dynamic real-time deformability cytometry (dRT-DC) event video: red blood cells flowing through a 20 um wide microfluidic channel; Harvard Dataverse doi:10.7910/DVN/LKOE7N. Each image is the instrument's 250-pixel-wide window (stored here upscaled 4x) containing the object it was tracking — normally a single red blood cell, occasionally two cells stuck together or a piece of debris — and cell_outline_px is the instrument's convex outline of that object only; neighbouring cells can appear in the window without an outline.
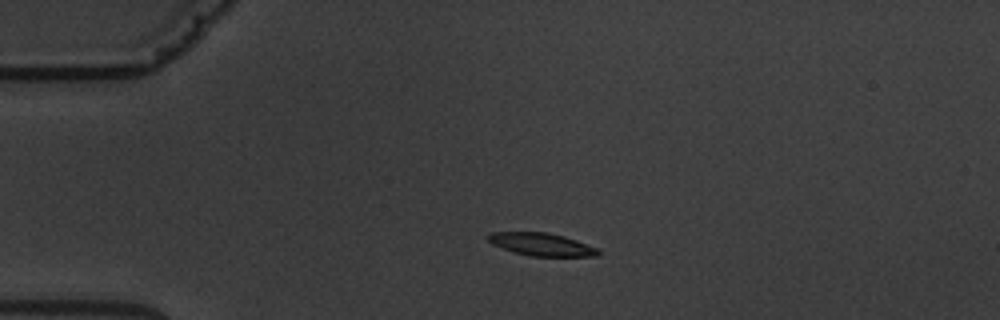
{"species": "common noctule bat (a hibernating species)", "species_latin": "Nyctalus noctula", "temperature_condition": "warm", "stored_images_in_passage": 3, "camera_frame_rate_fps": 3000, "um_per_image_px": 0.085, "animal": {"sex": "male", "body_mass_g": 19.5, "forearm_length_mm": 54.6}, "frame": {"image": 1, "passage_image": 2, "time_ms": 2.0, "image_size_px": [1000, 320], "cell_outline_px": [[600, 252], [596, 256], [532, 256], [512, 252], [492, 244], [488, 240], [488, 236], [492, 232], [548, 232], [564, 236], [576, 240], [596, 248]], "centroid_in_image_um": [46.0, 20.77], "position_along_channel_um": 39.0, "area_um2": 14.45}}